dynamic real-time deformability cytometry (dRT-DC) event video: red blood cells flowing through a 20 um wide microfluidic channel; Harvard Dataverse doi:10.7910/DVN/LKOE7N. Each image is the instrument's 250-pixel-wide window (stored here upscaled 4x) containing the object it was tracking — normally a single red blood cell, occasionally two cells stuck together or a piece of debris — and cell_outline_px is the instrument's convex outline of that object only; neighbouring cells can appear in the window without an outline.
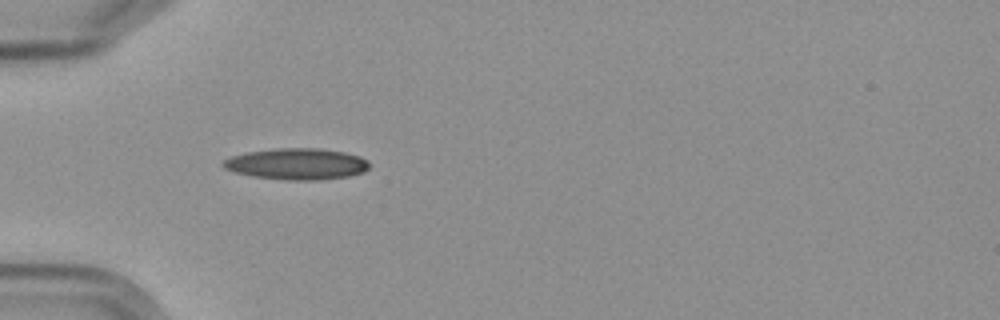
{"species": "Egyptian fruit bat (a non-hibernating species)", "species_latin": "Rousettus aegyptiacus", "temperature_condition": "cold", "stored_images_in_passage": 3, "camera_frame_rate_fps": 3000, "um_per_image_px": 0.085, "frame": {"image": 1, "passage_image": 3, "time_ms": 2.333, "image_size_px": [1000, 320], "cell_outline_px": [[368, 168], [364, 172], [348, 176], [320, 180], [288, 180], [252, 176], [232, 172], [224, 168], [220, 164], [224, 160], [232, 156], [248, 152], [276, 148], [320, 148], [344, 152], [360, 156], [368, 160]], "centroid_in_image_um": [25.22, 13.93], "position_along_channel_um": 59.8, "area_um2": 26.76}}